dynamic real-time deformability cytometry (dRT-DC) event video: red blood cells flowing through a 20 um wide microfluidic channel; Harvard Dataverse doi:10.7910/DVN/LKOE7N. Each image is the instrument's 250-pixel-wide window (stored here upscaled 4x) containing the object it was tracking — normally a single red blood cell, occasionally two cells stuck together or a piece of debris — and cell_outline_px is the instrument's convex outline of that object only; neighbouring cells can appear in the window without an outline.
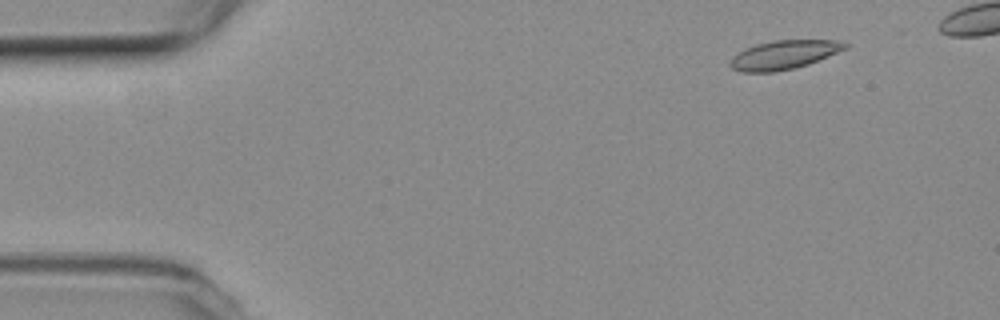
{"species": "common noctule bat (a hibernating species)", "species_latin": "Nyctalus noctula", "temperature_condition": "room temperature", "stored_images_in_passage": 28, "camera_frame_rate_fps": 3000, "um_per_image_px": 0.085, "animal": {"sex": "female", "body_mass_g": 19.3, "forearm_length_mm": 54.1}, "frame": {"image": 1, "passage_image": 6, "time_ms": 1.667, "image_size_px": [1000, 320], "cell_outline_px": [[848, 48], [808, 64], [792, 68], [772, 72], [740, 72], [732, 68], [728, 64], [732, 56], [744, 48], [756, 44], [772, 40], [836, 40], [848, 44]], "centroid_in_image_um": [66.59, 4.65], "position_along_channel_um": 18.4, "area_um2": 19.31}}
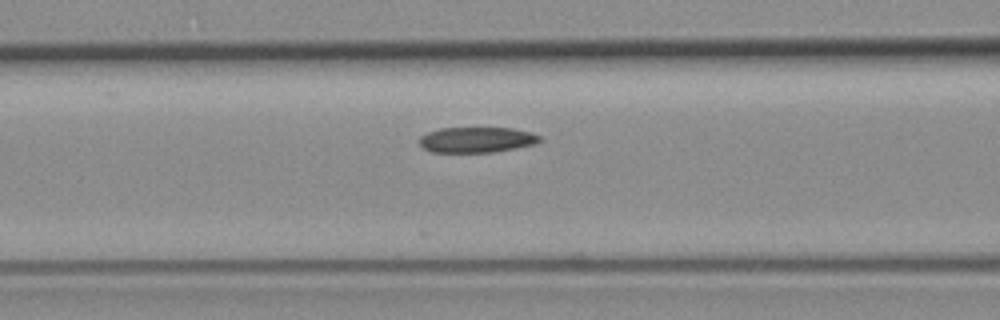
{"frame": {"image": 2, "passage_image": 22, "time_ms": 7.0, "image_size_px": [1000, 320], "cell_outline_px": [[540, 140], [536, 144], [492, 152], [432, 152], [424, 148], [420, 144], [420, 136], [428, 132], [440, 128], [512, 128], [532, 132], [540, 136]], "centroid_in_image_um": [40.52, 11.87], "position_along_channel_um": 126.1, "area_um2": 17.8}}
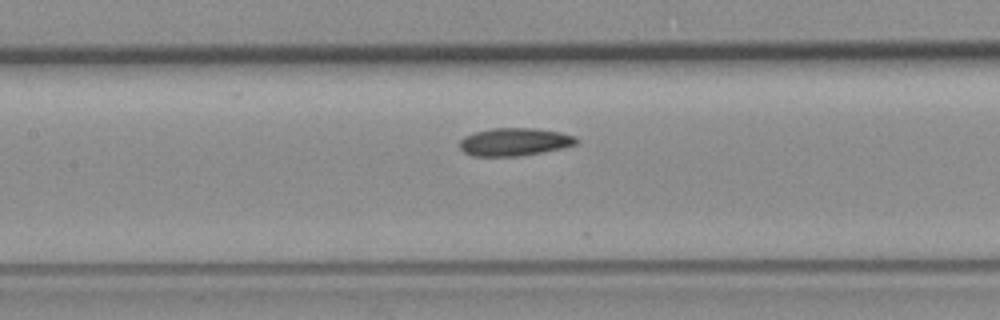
{"frame": {"image": 3, "passage_image": 25, "time_ms": 8.0, "image_size_px": [1000, 320], "cell_outline_px": [[580, 140], [576, 144], [564, 148], [544, 152], [520, 156], [472, 156], [464, 152], [460, 148], [460, 140], [464, 136], [476, 132], [492, 128], [536, 128], [560, 132], [576, 136]], "centroid_in_image_um": [43.77, 12.06], "position_along_channel_um": 163.6, "area_um2": 19.13}}